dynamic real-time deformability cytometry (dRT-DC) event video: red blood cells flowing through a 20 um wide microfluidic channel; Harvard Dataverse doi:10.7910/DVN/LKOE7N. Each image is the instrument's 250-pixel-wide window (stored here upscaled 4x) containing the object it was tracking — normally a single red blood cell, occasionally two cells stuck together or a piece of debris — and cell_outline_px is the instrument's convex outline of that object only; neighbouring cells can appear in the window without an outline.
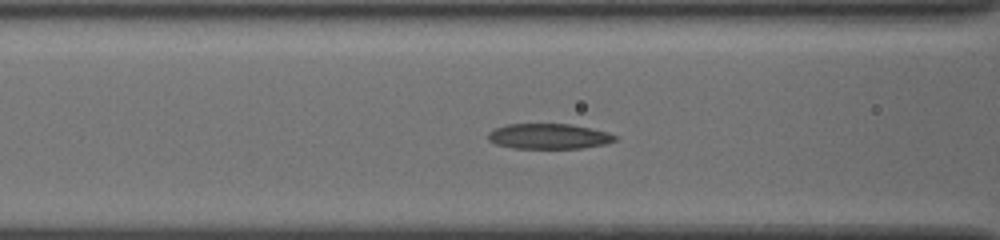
{"species": "common noctule bat (a hibernating species)", "species_latin": "Nyctalus noctula", "temperature_condition": "cold", "stored_images_in_passage": 46, "camera_frame_rate_fps": 3000, "um_per_image_px": 0.085, "animal": {"sex": "female", "body_mass_g": 19.5, "forearm_length_mm": 54.1}, "frame": {"image": 1, "passage_image": 21, "time_ms": 6.667, "image_size_px": [1000, 240], "cell_outline_px": [[616, 140], [604, 144], [584, 148], [512, 148], [496, 144], [488, 140], [488, 132], [496, 128], [508, 124], [568, 124], [608, 132], [616, 136]], "centroid_in_image_um": [46.62, 11.59], "position_along_channel_um": 120.0, "area_um2": 18.55}}
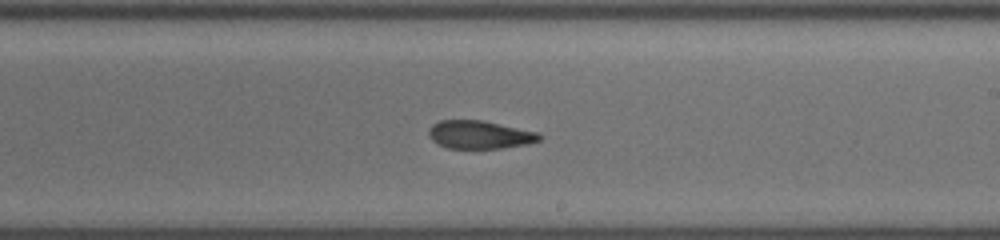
{"frame": {"image": 2, "passage_image": 31, "time_ms": 10.0, "image_size_px": [1000, 240], "cell_outline_px": [[544, 136], [540, 140], [528, 144], [504, 148], [448, 148], [432, 140], [428, 136], [428, 128], [432, 124], [440, 120], [484, 120], [540, 132]], "centroid_in_image_um": [40.81, 11.44], "position_along_channel_um": 248.2, "area_um2": 18.44}}
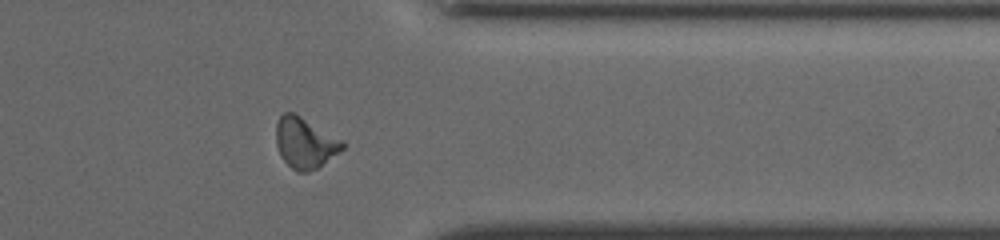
{"frame": {"image": 3, "passage_image": 42, "time_ms": 13.667, "image_size_px": [1000, 240], "cell_outline_px": [[344, 148], [316, 168], [308, 172], [296, 172], [280, 156], [276, 144], [276, 124], [280, 116], [284, 112], [292, 112], [300, 116], [344, 140]], "centroid_in_image_um": [25.91, 12.14], "position_along_channel_um": 385.5, "area_um2": 19.48}}